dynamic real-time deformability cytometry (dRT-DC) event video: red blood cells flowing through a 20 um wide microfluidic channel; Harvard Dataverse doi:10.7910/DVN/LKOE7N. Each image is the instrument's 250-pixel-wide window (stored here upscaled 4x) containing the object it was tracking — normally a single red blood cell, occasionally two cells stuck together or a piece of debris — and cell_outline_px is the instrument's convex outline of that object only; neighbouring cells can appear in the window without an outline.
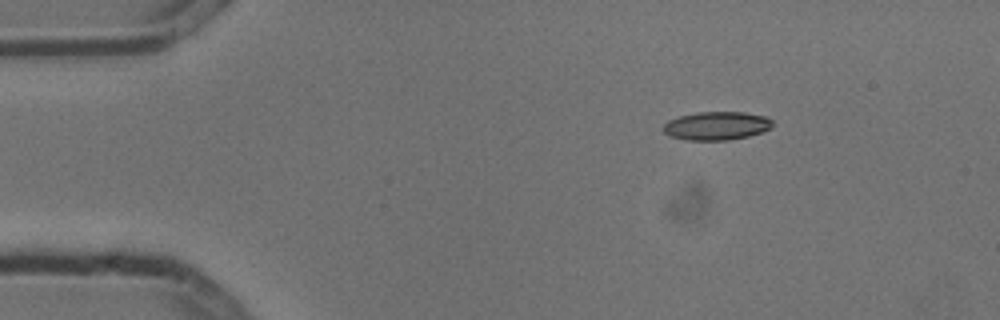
{"species": "common noctule bat (a hibernating species)", "species_latin": "Nyctalus noctula", "temperature_condition": "cold", "stored_images_in_passage": 3, "camera_frame_rate_fps": 3000, "um_per_image_px": 0.085, "animal": {"sex": "male", "body_mass_g": 13.3}, "frame": {"image": 1, "passage_image": 1, "time_ms": 0.0, "image_size_px": [1000, 320], "cell_outline_px": [[772, 128], [748, 136], [728, 140], [688, 140], [672, 136], [664, 132], [664, 124], [668, 120], [680, 116], [696, 112], [744, 112], [764, 116], [772, 120]], "centroid_in_image_um": [60.92, 10.69], "position_along_channel_um": 24.1, "area_um2": 17.92}}